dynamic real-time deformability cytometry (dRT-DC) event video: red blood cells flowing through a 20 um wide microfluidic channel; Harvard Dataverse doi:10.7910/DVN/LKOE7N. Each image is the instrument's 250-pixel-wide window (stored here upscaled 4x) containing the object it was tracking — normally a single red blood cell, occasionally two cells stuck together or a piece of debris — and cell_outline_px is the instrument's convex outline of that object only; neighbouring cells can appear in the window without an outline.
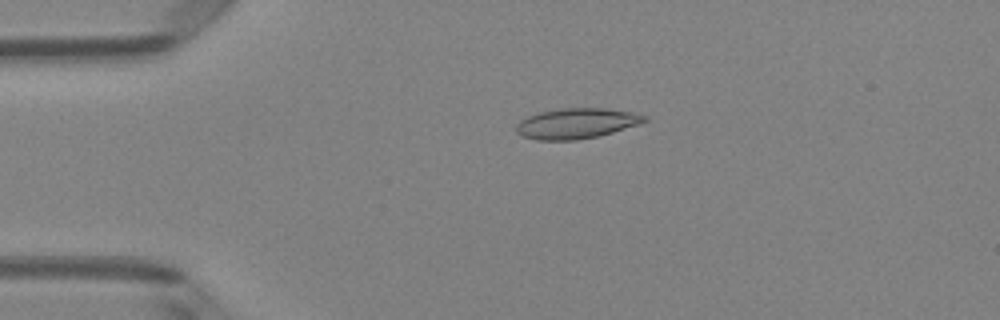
{"species": "Egyptian fruit bat (a non-hibernating species)", "species_latin": "Rousettus aegyptiacus", "temperature_condition": "room temperature", "stored_images_in_passage": 5, "camera_frame_rate_fps": 3000, "um_per_image_px": 0.085, "animal": {"sex": "female"}, "frame": {"image": 1, "passage_image": 5, "time_ms": 1.333, "image_size_px": [1000, 320], "cell_outline_px": [[648, 120], [640, 124], [600, 136], [576, 140], [536, 140], [524, 136], [516, 132], [516, 124], [520, 120], [528, 116], [540, 112], [560, 108], [604, 108], [632, 112], [648, 116]], "centroid_in_image_um": [49.02, 10.49], "position_along_channel_um": 36.0, "area_um2": 22.83}}